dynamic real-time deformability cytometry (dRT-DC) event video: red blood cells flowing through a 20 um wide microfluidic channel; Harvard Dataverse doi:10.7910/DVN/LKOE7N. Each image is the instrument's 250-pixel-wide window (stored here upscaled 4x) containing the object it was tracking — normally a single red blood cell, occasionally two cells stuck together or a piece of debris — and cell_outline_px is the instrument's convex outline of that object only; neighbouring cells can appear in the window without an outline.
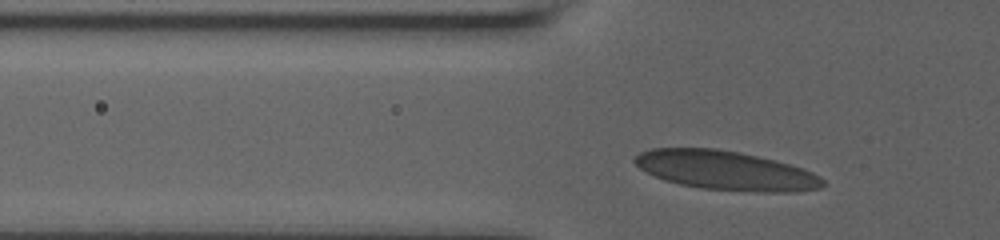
{"species": "human", "species_latin": "Homo sapiens", "temperature_condition": "room temperature", "stored_images_in_passage": 25, "camera_frame_rate_fps": 3000, "um_per_image_px": 0.085, "donor": {"sex": "male"}, "frame": {"image": 1, "passage_image": 6, "time_ms": 1.333, "image_size_px": [1000, 240], "cell_outline_px": [[824, 184], [820, 188], [796, 192], [760, 192], [700, 188], [680, 184], [664, 180], [640, 168], [632, 160], [640, 152], [652, 148], [716, 148], [740, 152], [776, 160], [804, 168], [820, 176], [824, 180]], "centroid_in_image_um": [61.72, 14.48], "position_along_channel_um": 64.1, "area_um2": 42.95}}
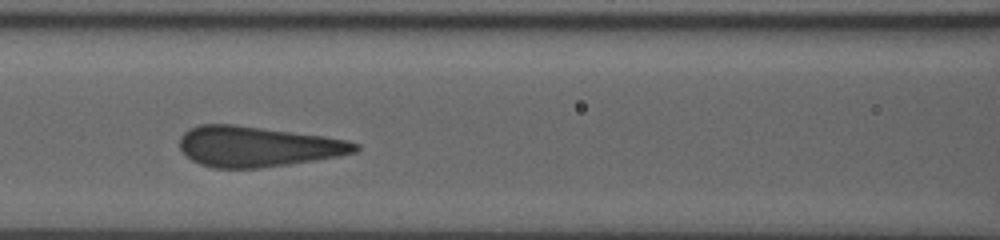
{"frame": {"image": 2, "passage_image": 16, "time_ms": 3.667, "image_size_px": [1000, 240], "cell_outline_px": [[360, 148], [356, 152], [340, 156], [288, 164], [260, 168], [212, 168], [200, 164], [192, 160], [180, 148], [180, 136], [188, 128], [200, 124], [236, 124], [324, 136], [348, 140], [360, 144]], "centroid_in_image_um": [21.9, 12.44], "position_along_channel_um": 144.7, "area_um2": 41.5}}
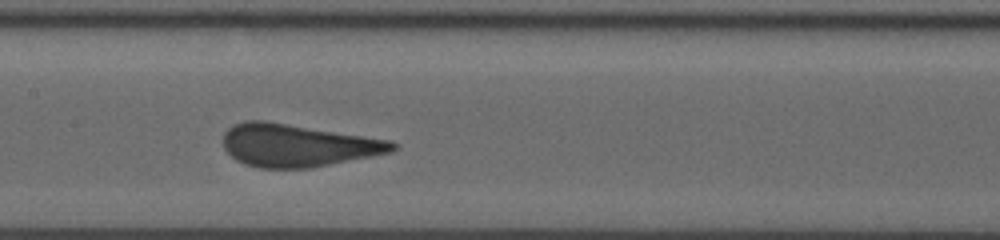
{"frame": {"image": 3, "passage_image": 21, "time_ms": 4.667, "image_size_px": [1000, 240], "cell_outline_px": [[400, 144], [392, 152], [372, 156], [308, 168], [260, 168], [244, 164], [236, 160], [224, 148], [224, 132], [232, 124], [244, 120], [264, 120], [388, 140]], "centroid_in_image_um": [25.25, 12.35], "position_along_channel_um": 182.1, "area_um2": 41.79}}